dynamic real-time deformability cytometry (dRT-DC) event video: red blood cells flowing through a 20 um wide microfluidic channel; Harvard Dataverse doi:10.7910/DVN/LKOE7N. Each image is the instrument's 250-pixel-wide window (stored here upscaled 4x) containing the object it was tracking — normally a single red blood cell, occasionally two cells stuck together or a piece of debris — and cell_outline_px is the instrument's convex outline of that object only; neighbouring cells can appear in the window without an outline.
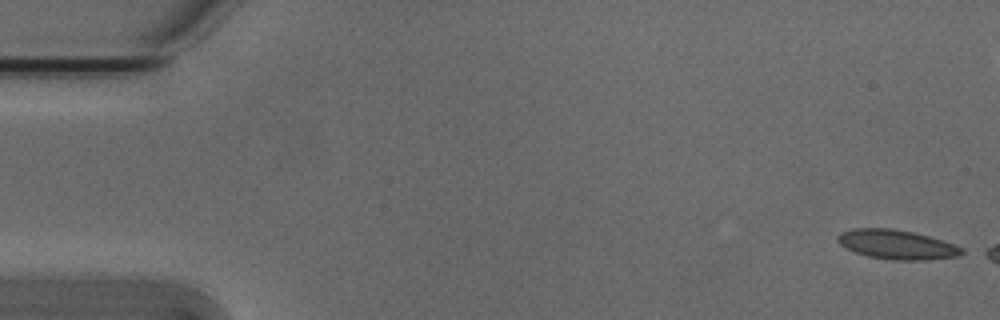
{"species": "Egyptian fruit bat (a non-hibernating species)", "species_latin": "Rousettus aegyptiacus", "temperature_condition": "cold", "stored_images_in_passage": 3, "camera_frame_rate_fps": 3000, "um_per_image_px": 0.085, "animal": {"sex": "male"}, "frame": {"image": 1, "passage_image": 1, "time_ms": 0.0, "image_size_px": [1000, 320], "cell_outline_px": [[968, 252], [960, 256], [928, 260], [892, 260], [868, 256], [856, 252], [840, 244], [836, 240], [836, 236], [840, 232], [852, 228], [892, 228], [912, 232], [928, 236], [964, 248]], "centroid_in_image_um": [76.24, 20.79], "position_along_channel_um": 8.8, "area_um2": 21.33}}